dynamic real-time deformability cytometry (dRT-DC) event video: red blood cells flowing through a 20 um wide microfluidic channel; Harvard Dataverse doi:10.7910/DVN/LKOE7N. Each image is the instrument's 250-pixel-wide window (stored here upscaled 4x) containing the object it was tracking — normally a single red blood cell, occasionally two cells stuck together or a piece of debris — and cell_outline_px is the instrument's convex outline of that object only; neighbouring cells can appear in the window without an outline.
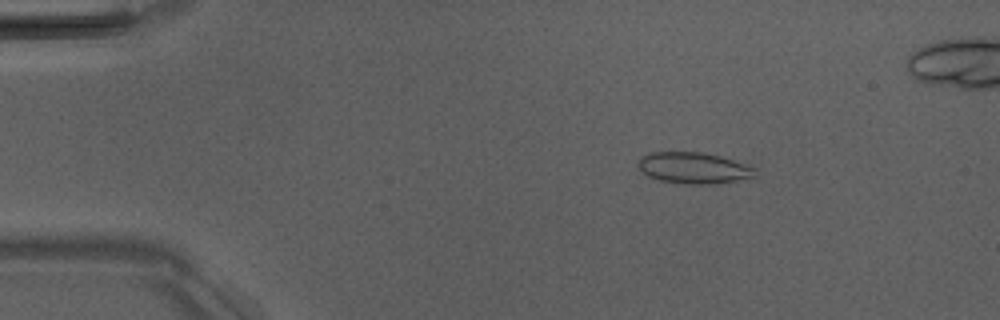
{"species": "Egyptian fruit bat (a non-hibernating species)", "species_latin": "Rousettus aegyptiacus", "temperature_condition": "room temperature", "stored_images_in_passage": 5, "camera_frame_rate_fps": 3000, "um_per_image_px": 0.085, "animal": {"sex": "male"}, "frame": {"image": 1, "passage_image": 3, "time_ms": 2.333, "image_size_px": [1000, 320], "cell_outline_px": [[756, 176], [736, 180], [712, 184], [684, 184], [660, 180], [648, 176], [636, 164], [640, 156], [648, 152], [704, 152], [720, 156], [756, 168]], "centroid_in_image_um": [58.92, 14.27], "position_along_channel_um": 26.1, "area_um2": 21.27}}